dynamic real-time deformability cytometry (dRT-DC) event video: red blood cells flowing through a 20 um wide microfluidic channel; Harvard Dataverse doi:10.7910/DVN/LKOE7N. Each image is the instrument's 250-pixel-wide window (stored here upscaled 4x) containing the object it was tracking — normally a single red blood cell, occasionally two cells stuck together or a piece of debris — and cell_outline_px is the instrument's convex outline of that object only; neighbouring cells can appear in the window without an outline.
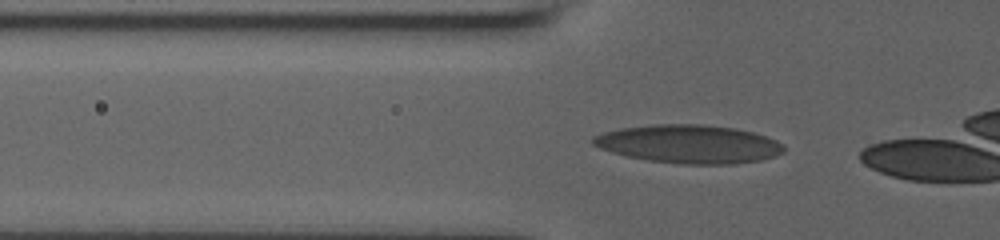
{"species": "human", "species_latin": "Homo sapiens", "temperature_condition": "room temperature", "stored_images_in_passage": 17, "camera_frame_rate_fps": 3000, "um_per_image_px": 0.085, "donor": {"sex": "male"}, "frame": {"image": 1, "passage_image": 4, "time_ms": 1.0, "image_size_px": [1000, 240], "cell_outline_px": [[784, 152], [776, 156], [760, 160], [732, 164], [684, 164], [648, 160], [628, 156], [612, 152], [600, 148], [592, 144], [592, 136], [604, 132], [620, 128], [656, 124], [700, 124], [736, 128], [768, 136], [784, 144]], "centroid_in_image_um": [58.59, 12.24], "position_along_channel_um": 67.2, "area_um2": 42.71}}
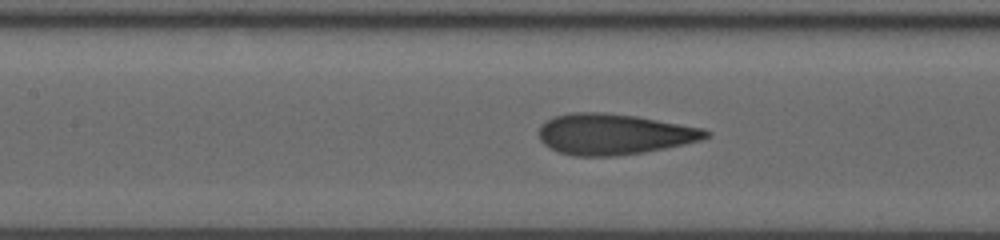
{"frame": {"image": 2, "passage_image": 11, "time_ms": 3.333, "image_size_px": [1000, 240], "cell_outline_px": [[712, 132], [708, 136], [700, 140], [684, 144], [644, 152], [612, 156], [576, 156], [560, 152], [544, 144], [540, 140], [540, 124], [556, 116], [572, 112], [604, 112], [636, 116], [704, 128]], "centroid_in_image_um": [52.2, 11.4], "position_along_channel_um": 155.2, "area_um2": 39.48}}
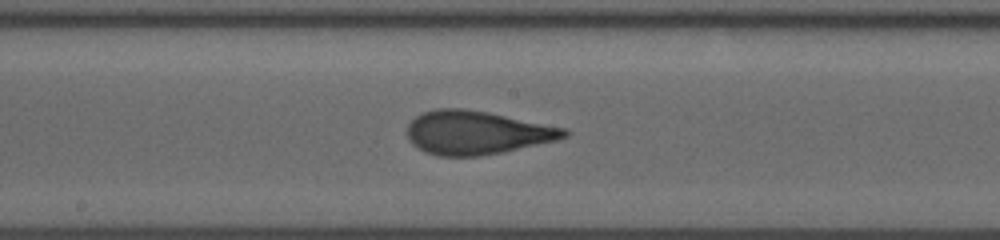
{"frame": {"image": 3, "passage_image": 15, "time_ms": 4.667, "image_size_px": [1000, 240], "cell_outline_px": [[568, 136], [556, 140], [500, 152], [480, 156], [436, 156], [424, 152], [412, 144], [408, 140], [408, 124], [416, 116], [424, 112], [436, 108], [464, 108], [488, 112], [568, 128]], "centroid_in_image_um": [40.5, 11.27], "position_along_channel_um": 207.7, "area_um2": 39.82}}